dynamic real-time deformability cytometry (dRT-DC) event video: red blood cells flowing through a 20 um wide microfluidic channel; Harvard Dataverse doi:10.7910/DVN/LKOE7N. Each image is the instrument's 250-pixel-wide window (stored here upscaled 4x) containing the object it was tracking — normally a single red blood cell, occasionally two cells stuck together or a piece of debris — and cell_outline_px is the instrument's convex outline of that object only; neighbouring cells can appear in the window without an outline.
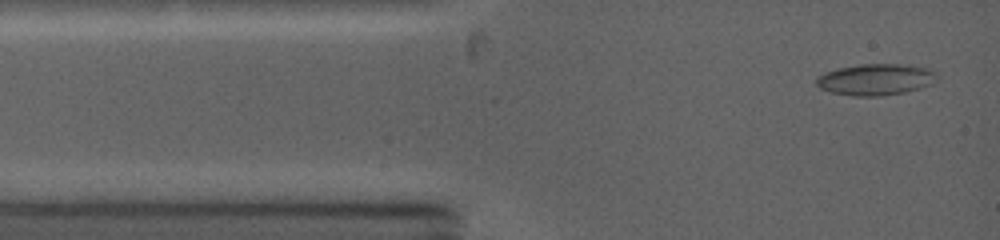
{"species": "common noctule bat (a hibernating species)", "species_latin": "Nyctalus noctula", "temperature_condition": "warm", "stored_images_in_passage": 4, "camera_frame_rate_fps": 5000, "um_per_image_px": 0.085, "animal": {"sex": "female", "body_mass_g": 19.0, "forearm_length_mm": 53.3}, "frame": {"image": 1, "passage_image": 1, "time_ms": 0.0, "image_size_px": [1000, 240], "cell_outline_px": [[940, 76], [932, 84], [920, 88], [904, 92], [880, 96], [852, 96], [832, 92], [820, 88], [816, 84], [816, 76], [824, 72], [840, 68], [860, 64], [912, 64], [928, 68], [936, 72]], "centroid_in_image_um": [74.47, 6.75], "position_along_channel_um": 10.5, "area_um2": 22.31}}